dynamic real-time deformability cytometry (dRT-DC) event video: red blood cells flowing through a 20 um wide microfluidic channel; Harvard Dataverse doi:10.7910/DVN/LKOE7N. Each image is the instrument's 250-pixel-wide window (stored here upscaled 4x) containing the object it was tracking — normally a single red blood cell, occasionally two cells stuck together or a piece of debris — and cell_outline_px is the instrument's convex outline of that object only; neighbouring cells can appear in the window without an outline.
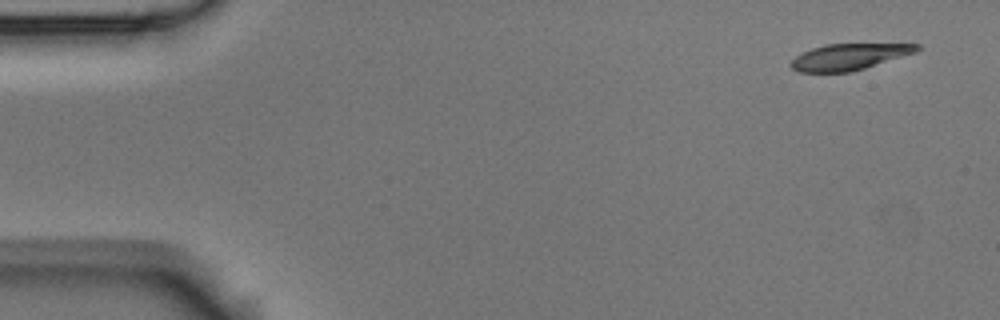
{"species": "Egyptian fruit bat (a non-hibernating species)", "species_latin": "Rousettus aegyptiacus", "temperature_condition": "room temperature", "stored_images_in_passage": 5, "camera_frame_rate_fps": 3000, "um_per_image_px": 0.085, "animal": {"sex": "male"}, "frame": {"image": 1, "passage_image": 1, "time_ms": 0.0, "image_size_px": [1000, 320], "cell_outline_px": [[920, 48], [916, 52], [864, 68], [848, 72], [796, 72], [788, 64], [796, 56], [812, 48], [824, 44], [920, 44]], "centroid_in_image_um": [72.13, 4.83], "position_along_channel_um": 12.9, "area_um2": 19.07}}